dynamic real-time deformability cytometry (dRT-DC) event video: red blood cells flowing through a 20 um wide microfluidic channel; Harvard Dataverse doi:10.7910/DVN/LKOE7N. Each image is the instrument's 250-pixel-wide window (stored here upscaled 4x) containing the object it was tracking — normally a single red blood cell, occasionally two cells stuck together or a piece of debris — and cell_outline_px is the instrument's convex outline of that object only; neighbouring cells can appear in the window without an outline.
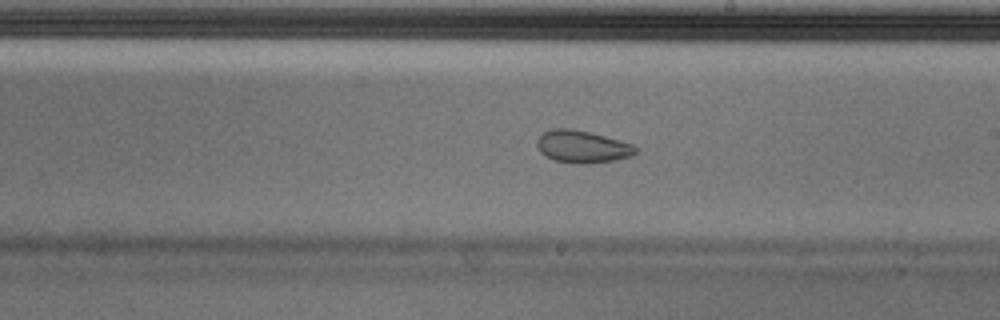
{"species": "Egyptian fruit bat (a non-hibernating species)", "species_latin": "Rousettus aegyptiacus", "temperature_condition": "cold", "stored_images_in_passage": 54, "segment_of_instrument_passage": [1, 2], "camera_frame_rate_fps": 3000, "um_per_image_px": 0.085, "animal": {"sex": "male"}, "frame": {"image": 1, "passage_image": 31, "time_ms": 10.0, "image_size_px": [1000, 320], "cell_outline_px": [[636, 152], [632, 156], [612, 160], [584, 164], [580, 164], [556, 160], [544, 156], [540, 152], [536, 144], [536, 140], [544, 132], [552, 128], [568, 128], [588, 132], [604, 136], [632, 144], [636, 148]], "centroid_in_image_um": [49.45, 12.46], "position_along_channel_um": 239.6, "area_um2": 18.32}}